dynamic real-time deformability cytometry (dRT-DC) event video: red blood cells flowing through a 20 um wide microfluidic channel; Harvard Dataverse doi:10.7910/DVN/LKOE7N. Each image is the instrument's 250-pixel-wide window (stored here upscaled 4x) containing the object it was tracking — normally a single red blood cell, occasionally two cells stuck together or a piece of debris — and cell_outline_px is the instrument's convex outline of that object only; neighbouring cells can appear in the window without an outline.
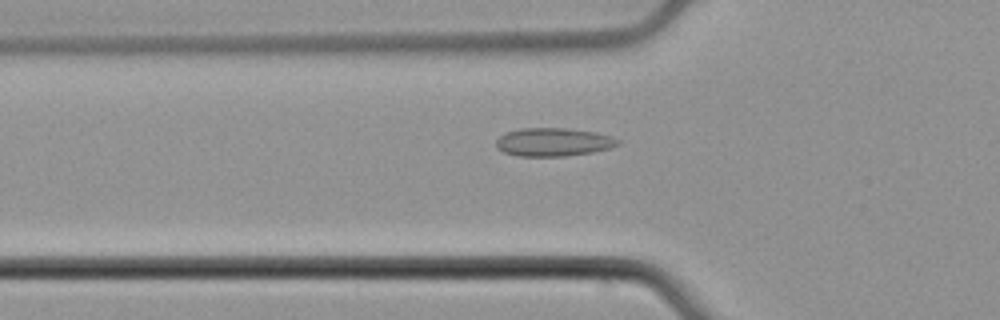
{"species": "common noctule bat (a hibernating species)", "species_latin": "Nyctalus noctula", "temperature_condition": "cold", "stored_images_in_passage": 47, "camera_frame_rate_fps": 3000, "um_per_image_px": 0.085, "animal": {"sex": "male", "body_mass_g": 21.5, "forearm_length_mm": 52.0}, "frame": {"image": 1, "passage_image": 15, "time_ms": 4.667, "image_size_px": [1000, 320], "cell_outline_px": [[620, 144], [608, 148], [592, 152], [564, 156], [516, 156], [504, 152], [496, 148], [496, 140], [500, 136], [508, 132], [520, 128], [564, 128], [596, 132], [612, 136], [620, 140]], "centroid_in_image_um": [47.03, 12.07], "position_along_channel_um": 78.8, "area_um2": 20.06}}
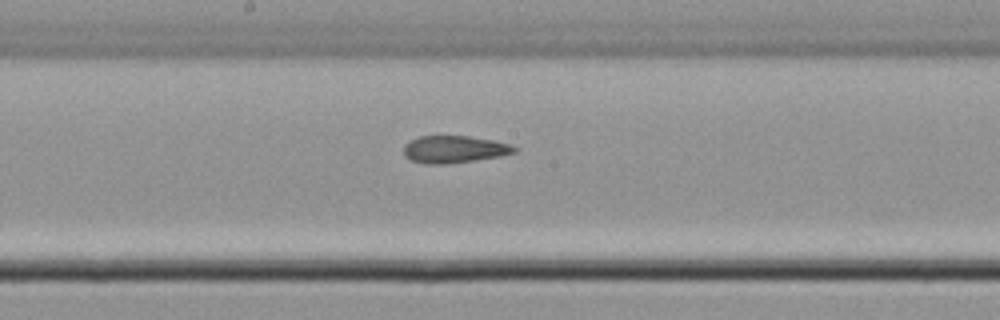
{"frame": {"image": 2, "passage_image": 25, "time_ms": 8.0, "image_size_px": [1000, 320], "cell_outline_px": [[516, 152], [500, 156], [444, 164], [424, 164], [412, 160], [404, 156], [404, 144], [420, 136], [468, 136], [492, 140], [512, 144], [516, 148]], "centroid_in_image_um": [38.6, 12.69], "position_along_channel_um": 209.6, "area_um2": 17.4}}
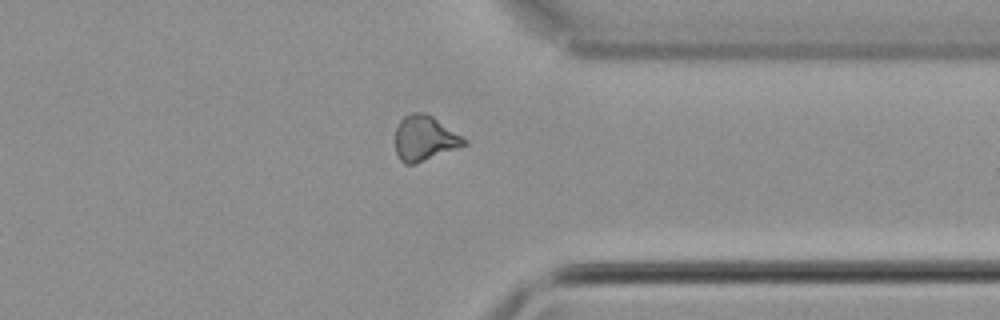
{"frame": {"image": 3, "passage_image": 38, "time_ms": 12.333, "image_size_px": [1000, 320], "cell_outline_px": [[468, 144], [416, 164], [404, 164], [400, 160], [396, 152], [396, 128], [400, 120], [404, 116], [412, 112], [424, 112], [432, 116], [468, 140]], "centroid_in_image_um": [36.09, 11.76], "position_along_channel_um": 375.3, "area_um2": 18.09}, "authors_computed_cell_mechanics": {"area_um2": 18.207, "velocity_mm_per_s": 3.9167, "shape_relaxation_time_tau1_ms": null, "shape_relaxation_time_tau2_ms": 3.1779, "deformation_change_tau1": null, "deformation_change_tau2": 0.0764}}